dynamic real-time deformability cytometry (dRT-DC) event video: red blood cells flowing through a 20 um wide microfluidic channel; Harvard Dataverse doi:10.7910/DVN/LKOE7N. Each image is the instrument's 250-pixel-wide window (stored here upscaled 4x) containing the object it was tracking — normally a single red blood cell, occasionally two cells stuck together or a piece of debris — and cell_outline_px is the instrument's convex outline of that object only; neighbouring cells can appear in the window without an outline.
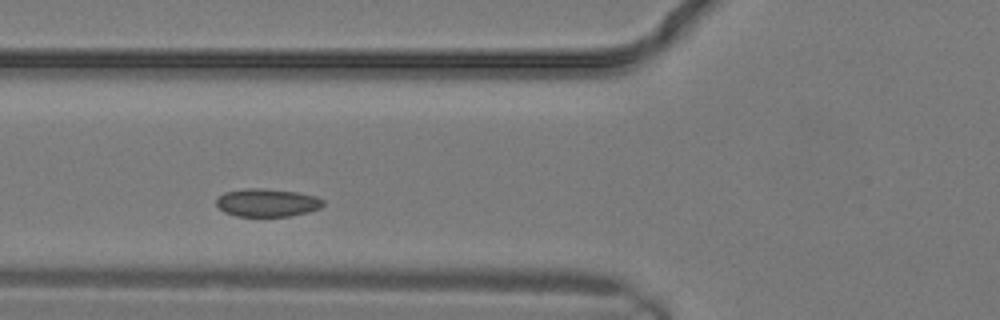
{"species": "common noctule bat (a hibernating species)", "species_latin": "Nyctalus noctula", "temperature_condition": "warm", "stored_images_in_passage": 22, "camera_frame_rate_fps": 3000, "um_per_image_px": 0.085, "animal": {"sex": "male", "body_mass_g": 19.2, "forearm_length_mm": 51.8}, "frame": {"image": 1, "passage_image": 4, "time_ms": 1.0, "image_size_px": [1000, 320], "cell_outline_px": [[324, 204], [320, 208], [308, 212], [288, 216], [236, 216], [224, 212], [216, 204], [216, 200], [224, 192], [248, 188], [260, 188], [296, 192], [316, 196], [324, 200]], "centroid_in_image_um": [22.71, 17.23], "position_along_channel_um": 103.1, "area_um2": 17.34}}
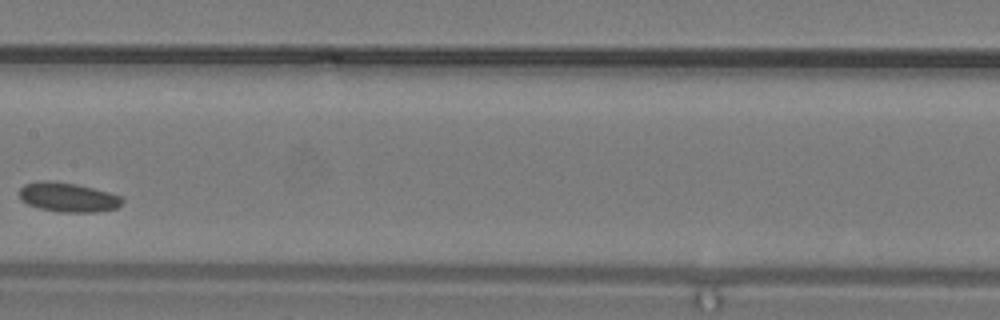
{"frame": {"image": 2, "passage_image": 8, "time_ms": 2.333, "image_size_px": [1000, 320], "cell_outline_px": [[124, 200], [116, 208], [96, 212], [60, 212], [40, 208], [28, 204], [20, 200], [20, 188], [24, 184], [40, 180], [52, 180], [76, 184], [108, 192], [120, 196]], "centroid_in_image_um": [5.75, 16.76], "position_along_channel_um": 201.7, "area_um2": 17.57}}
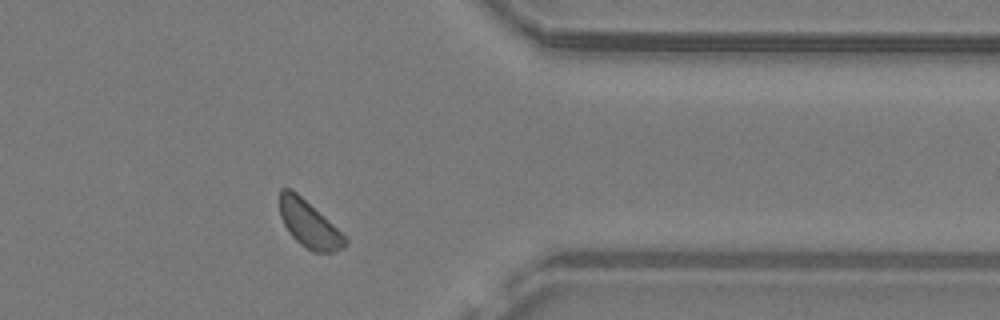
{"frame": {"image": 3, "passage_image": 16, "time_ms": 5.0, "image_size_px": [1000, 320], "cell_outline_px": [[348, 240], [344, 248], [332, 252], [312, 252], [300, 244], [288, 232], [280, 216], [280, 188], [288, 188], [296, 192], [348, 236]], "centroid_in_image_um": [26.3, 19.07], "position_along_channel_um": 385.1, "area_um2": 17.98}}